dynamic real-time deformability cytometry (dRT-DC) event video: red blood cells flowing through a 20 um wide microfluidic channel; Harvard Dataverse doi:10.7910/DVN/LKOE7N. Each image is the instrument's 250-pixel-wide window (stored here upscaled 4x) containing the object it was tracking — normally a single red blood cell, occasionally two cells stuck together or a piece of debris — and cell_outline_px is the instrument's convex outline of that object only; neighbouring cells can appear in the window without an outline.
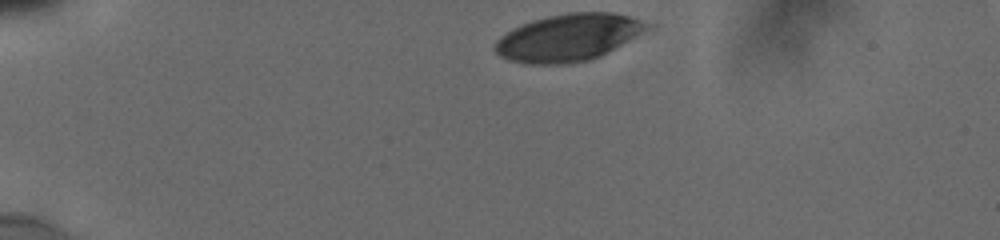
{"species": "human", "species_latin": "Homo sapiens", "temperature_condition": "cold", "stored_images_in_passage": 36, "camera_frame_rate_fps": 3000, "um_per_image_px": 0.085, "donor": {"sex": "male"}, "frame": {"image": 1, "passage_image": 1, "time_ms": 0.0, "image_size_px": [1000, 240], "cell_outline_px": [[656, 24], [600, 56], [588, 60], [568, 64], [528, 64], [508, 60], [500, 56], [496, 52], [496, 40], [500, 36], [512, 28], [532, 20], [548, 16], [568, 12], [612, 12], [628, 16]], "centroid_in_image_um": [48.3, 3.18], "position_along_channel_um": 36.7, "area_um2": 41.62}}
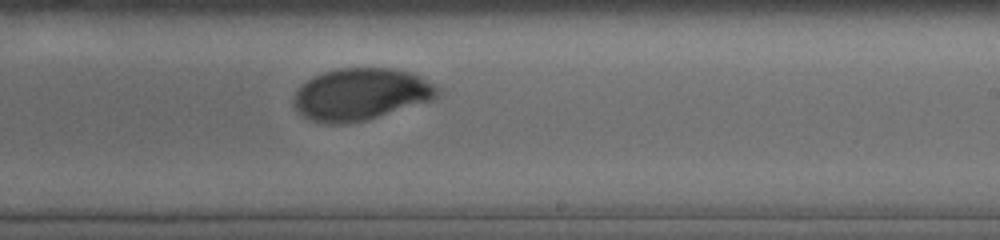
{"frame": {"image": 2, "passage_image": 24, "time_ms": 7.667, "image_size_px": [1000, 240], "cell_outline_px": [[440, 92], [432, 100], [364, 120], [344, 124], [324, 124], [312, 120], [304, 116], [296, 108], [292, 100], [292, 96], [296, 88], [300, 84], [312, 76], [336, 68], [392, 68], [412, 72], [420, 76], [440, 88]], "centroid_in_image_um": [30.62, 7.99], "position_along_channel_um": 258.4, "area_um2": 43.7}}
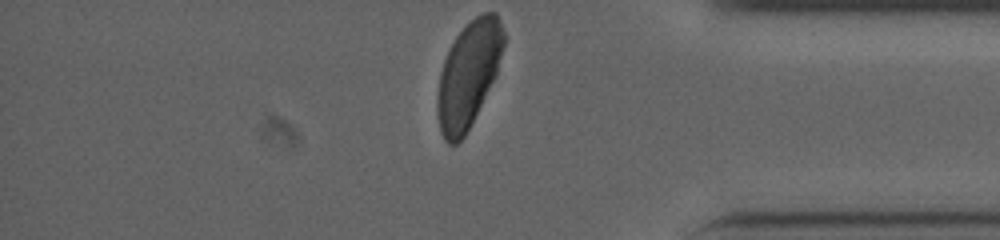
{"frame": {"image": 3, "passage_image": 36, "time_ms": 11.667, "image_size_px": [1000, 240], "cell_outline_px": [[504, 44], [496, 76], [464, 136], [456, 144], [448, 144], [444, 140], [440, 132], [436, 112], [436, 104], [440, 72], [444, 60], [456, 36], [476, 16], [484, 12], [496, 12], [500, 20], [504, 32]], "centroid_in_image_um": [39.81, 6.35], "position_along_channel_um": 395.4, "area_um2": 40.52}, "authors_computed_cell_mechanics": {"area_um2": 43.7257, "velocity_mm_per_s": 3.7984, "shape_relaxation_time_tau1_ms": 3.7769, "shape_relaxation_time_tau2_ms": null, "deformation_change_tau1": 0.1547, "deformation_change_tau2": null}}